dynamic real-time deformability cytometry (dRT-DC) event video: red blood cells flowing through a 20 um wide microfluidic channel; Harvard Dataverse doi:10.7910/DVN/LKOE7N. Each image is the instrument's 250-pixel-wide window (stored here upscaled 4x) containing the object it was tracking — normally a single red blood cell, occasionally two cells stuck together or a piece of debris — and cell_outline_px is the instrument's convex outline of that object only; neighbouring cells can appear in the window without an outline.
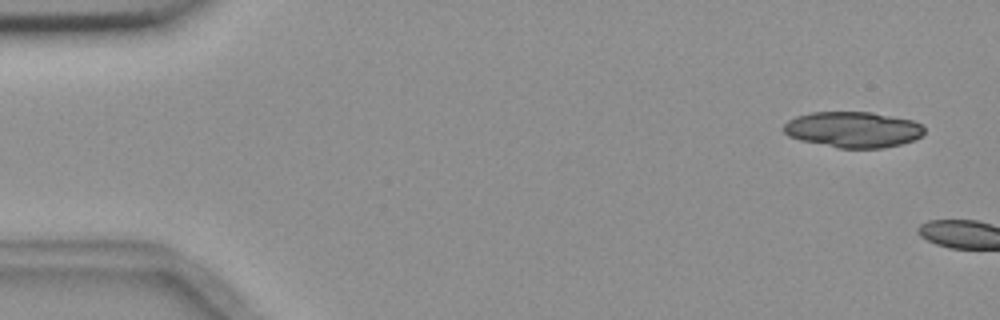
{"species": "common noctule bat (a hibernating species)", "species_latin": "Nyctalus noctula", "temperature_condition": "room temperature", "stored_images_in_passage": 2, "camera_frame_rate_fps": 3000, "um_per_image_px": 0.085, "animal": {"sex": "female", "body_mass_g": 18.4}, "frame": {"image": 1, "passage_image": 1, "time_ms": 0.0, "image_size_px": [1000, 320], "cell_outline_px": [[924, 132], [920, 136], [912, 140], [900, 144], [884, 148], [840, 148], [800, 140], [788, 136], [784, 132], [784, 124], [788, 120], [796, 116], [812, 112], [872, 112], [912, 120], [920, 124], [924, 128]], "centroid_in_image_um": [72.49, 11.01], "position_along_channel_um": 12.5, "area_um2": 29.25}}